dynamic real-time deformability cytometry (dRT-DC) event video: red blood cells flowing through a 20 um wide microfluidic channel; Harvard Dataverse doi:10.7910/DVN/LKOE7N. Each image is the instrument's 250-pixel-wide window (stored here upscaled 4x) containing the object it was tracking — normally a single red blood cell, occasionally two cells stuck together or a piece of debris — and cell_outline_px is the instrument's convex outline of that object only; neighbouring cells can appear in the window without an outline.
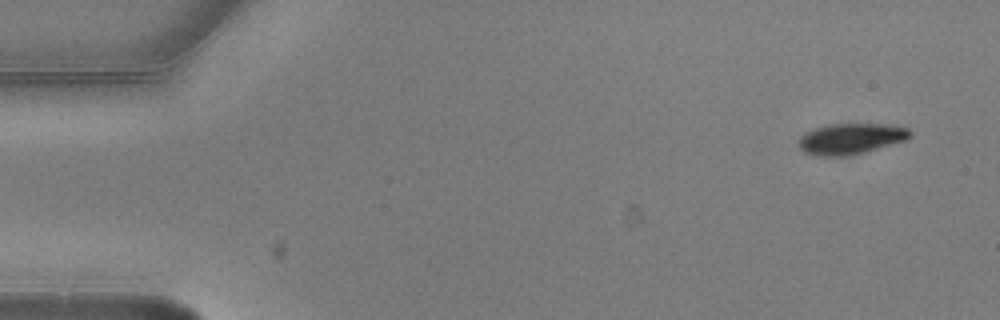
{"species": "common noctule bat (a hibernating species)", "species_latin": "Nyctalus noctula", "temperature_condition": "warm", "stored_images_in_passage": 4, "camera_frame_rate_fps": 3000, "um_per_image_px": 0.085, "animal": {"sex": "male", "body_mass_g": 20.5, "forearm_length_mm": 52.5}, "frame": {"image": 1, "passage_image": 1, "time_ms": 0.0, "image_size_px": [1000, 320], "cell_outline_px": [[912, 136], [908, 140], [852, 156], [816, 156], [804, 152], [800, 148], [800, 136], [816, 128], [828, 124], [892, 124], [908, 128], [912, 132]], "centroid_in_image_um": [72.4, 11.8], "position_along_channel_um": 12.6, "area_um2": 20.29}}